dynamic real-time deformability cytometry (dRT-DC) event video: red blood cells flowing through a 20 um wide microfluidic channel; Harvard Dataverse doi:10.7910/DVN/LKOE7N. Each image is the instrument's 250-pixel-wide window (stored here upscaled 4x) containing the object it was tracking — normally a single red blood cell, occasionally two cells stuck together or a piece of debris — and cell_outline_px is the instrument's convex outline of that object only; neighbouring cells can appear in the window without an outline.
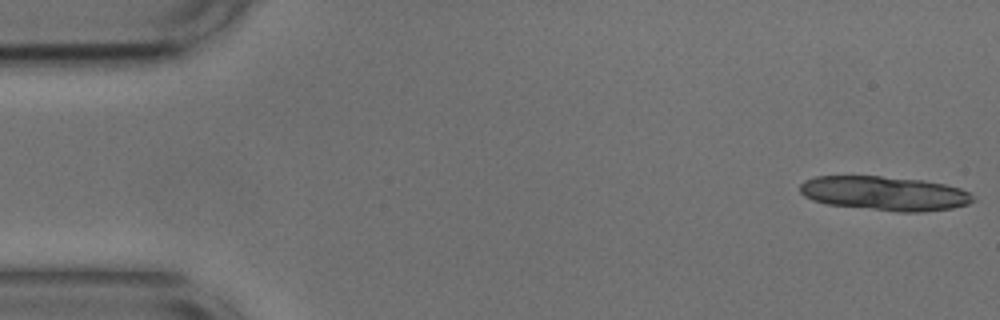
{"species": "common noctule bat (a hibernating species)", "species_latin": "Nyctalus noctula", "temperature_condition": "cold", "stored_images_in_passage": 13, "camera_frame_rate_fps": 3000, "um_per_image_px": 0.085, "animal": {"sex": "male", "body_mass_g": 17.9, "forearm_length_mm": 54.2}, "frame": {"image": 1, "passage_image": 1, "time_ms": 0.0, "image_size_px": [1000, 320], "cell_outline_px": [[976, 200], [968, 204], [952, 208], [924, 212], [896, 212], [828, 204], [812, 200], [804, 196], [800, 192], [800, 184], [804, 180], [816, 176], [880, 176], [924, 180], [944, 184], [960, 188], [976, 196]], "centroid_in_image_um": [75.21, 16.44], "position_along_channel_um": 9.8, "area_um2": 34.8}}